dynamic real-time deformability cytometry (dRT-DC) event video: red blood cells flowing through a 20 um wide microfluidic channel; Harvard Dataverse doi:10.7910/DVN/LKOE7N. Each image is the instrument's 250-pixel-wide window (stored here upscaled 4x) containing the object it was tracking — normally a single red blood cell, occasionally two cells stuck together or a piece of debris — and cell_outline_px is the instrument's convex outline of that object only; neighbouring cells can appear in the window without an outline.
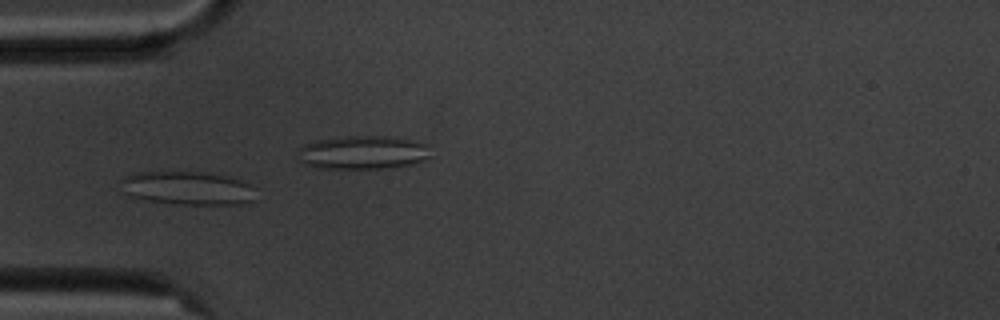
{"species": "common noctule bat (a hibernating species)", "species_latin": "Nyctalus noctula", "temperature_condition": "cold", "stored_images_in_passage": 7, "camera_frame_rate_fps": 3000, "um_per_image_px": 0.085, "animal": {"sex": "male", "body_mass_g": 20.1, "forearm_length_mm": 53.5}, "frame": {"image": 1, "passage_image": 5, "time_ms": 4.667, "image_size_px": [1000, 320], "cell_outline_px": [[252, 200], [240, 204], [176, 204], [144, 200], [124, 196], [120, 192], [120, 180], [124, 176], [132, 172], [200, 172], [224, 176], [240, 180], [248, 184]], "centroid_in_image_um": [15.72, 15.99], "position_along_channel_um": 69.3, "area_um2": 26.24}}
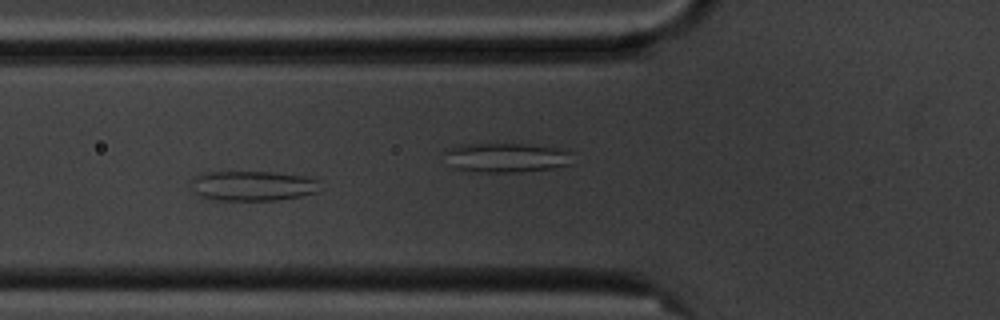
{"frame": {"image": 2, "passage_image": 6, "time_ms": 5.667, "image_size_px": [1000, 320], "cell_outline_px": [[320, 192], [300, 196], [276, 200], [216, 200], [200, 196], [196, 192], [192, 184], [192, 176], [204, 172], [276, 172], [304, 176], [320, 180]], "centroid_in_image_um": [21.53, 15.79], "position_along_channel_um": 104.3, "area_um2": 22.66}}